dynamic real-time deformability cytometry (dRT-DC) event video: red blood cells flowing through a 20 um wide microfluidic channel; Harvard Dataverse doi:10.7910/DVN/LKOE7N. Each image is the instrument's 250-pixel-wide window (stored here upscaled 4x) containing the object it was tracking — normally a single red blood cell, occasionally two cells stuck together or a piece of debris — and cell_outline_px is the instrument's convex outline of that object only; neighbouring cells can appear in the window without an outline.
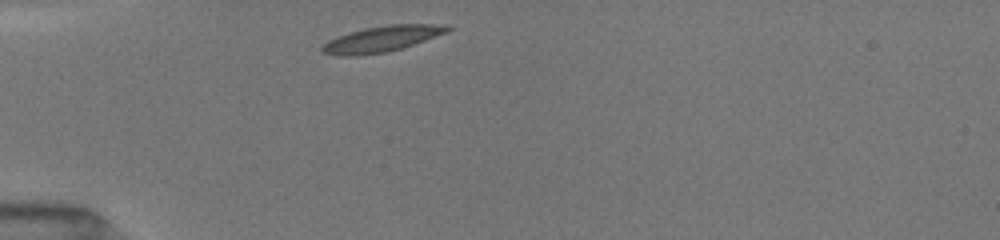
{"species": "common noctule bat (a hibernating species)", "species_latin": "Nyctalus noctula", "temperature_condition": "room temperature", "stored_images_in_passage": 16, "camera_frame_rate_fps": 3000, "um_per_image_px": 0.085, "animal": {"sex": "female", "body_mass_g": 19.5, "forearm_length_mm": 54.1}, "frame": {"image": 1, "passage_image": 1, "time_ms": 0.0, "image_size_px": [1000, 240], "cell_outline_px": [[452, 28], [448, 32], [388, 52], [360, 56], [336, 56], [320, 52], [320, 48], [328, 40], [336, 36], [364, 28], [388, 24], [432, 24]], "centroid_in_image_um": [32.34, 3.32], "position_along_channel_um": 52.7, "area_um2": 18.84}}
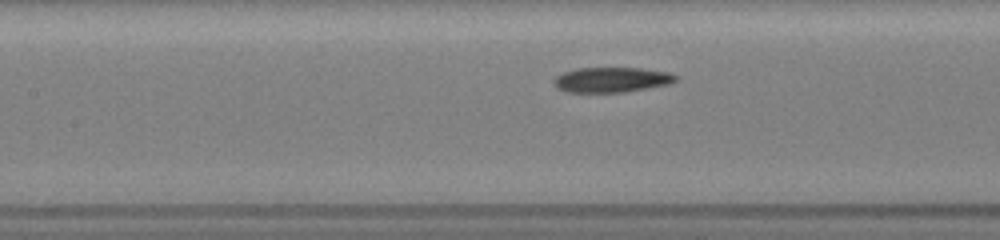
{"frame": {"image": 2, "passage_image": 12, "time_ms": 3.0, "image_size_px": [1000, 240], "cell_outline_px": [[676, 80], [672, 84], [624, 92], [568, 92], [560, 88], [552, 80], [556, 76], [564, 72], [576, 68], [640, 68], [668, 72], [676, 76]], "centroid_in_image_um": [52.01, 6.77], "position_along_channel_um": 155.4, "area_um2": 17.69}}
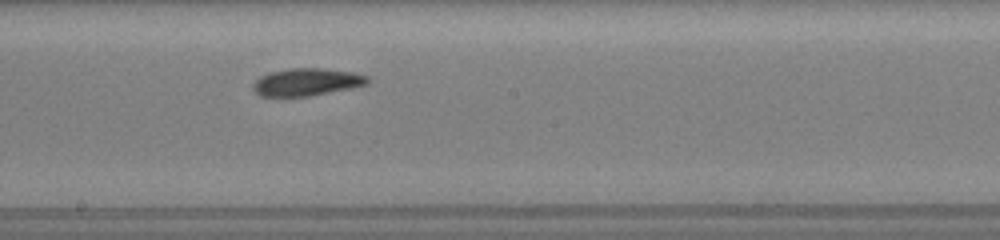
{"frame": {"image": 3, "passage_image": 16, "time_ms": 4.667, "image_size_px": [1000, 240], "cell_outline_px": [[372, 80], [368, 84], [352, 88], [308, 96], [260, 96], [252, 88], [252, 84], [260, 76], [268, 72], [292, 68], [320, 68], [352, 72], [368, 76]], "centroid_in_image_um": [26.08, 6.97], "position_along_channel_um": 222.1, "area_um2": 18.38}}